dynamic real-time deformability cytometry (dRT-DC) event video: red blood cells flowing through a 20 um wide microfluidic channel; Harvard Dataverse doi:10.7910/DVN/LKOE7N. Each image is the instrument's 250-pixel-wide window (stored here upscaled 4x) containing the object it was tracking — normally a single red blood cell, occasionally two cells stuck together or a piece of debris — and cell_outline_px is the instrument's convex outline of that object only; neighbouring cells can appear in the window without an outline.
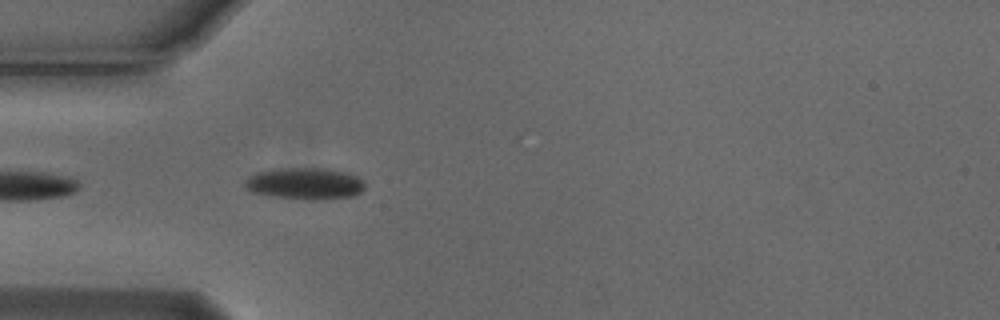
{"species": "Egyptian fruit bat (a non-hibernating species)", "species_latin": "Rousettus aegyptiacus", "temperature_condition": "cold", "stored_images_in_passage": 22, "camera_frame_rate_fps": 3000, "um_per_image_px": 0.085, "animal": {"sex": "male"}, "frame": {"image": 1, "passage_image": 2, "time_ms": 0.333, "image_size_px": [1000, 320], "cell_outline_px": [[364, 188], [360, 192], [352, 196], [316, 200], [312, 200], [276, 196], [252, 192], [244, 184], [244, 180], [248, 176], [256, 172], [276, 168], [324, 168], [348, 172], [364, 180]], "centroid_in_image_um": [25.92, 15.58], "position_along_channel_um": 59.1, "area_um2": 22.14}}
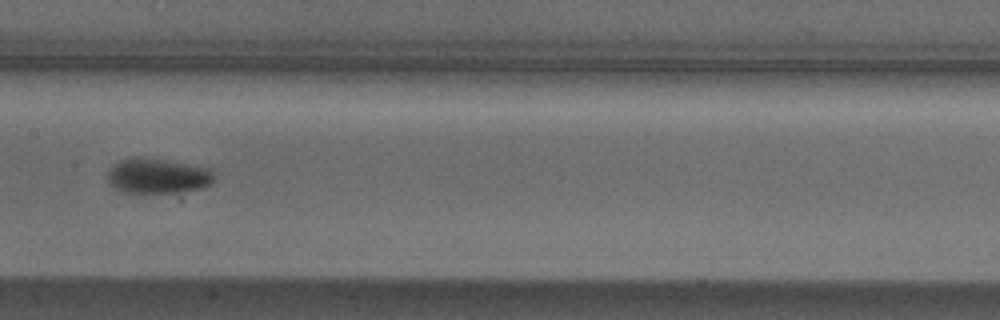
{"frame": {"image": 2, "passage_image": 13, "time_ms": 4.0, "image_size_px": [1000, 320], "cell_outline_px": [[216, 180], [212, 184], [204, 188], [172, 192], [128, 192], [116, 188], [108, 180], [108, 172], [120, 160], [132, 156], [144, 156], [188, 164], [208, 168], [216, 176]], "centroid_in_image_um": [13.46, 14.93], "position_along_channel_um": 193.9, "area_um2": 21.68}}
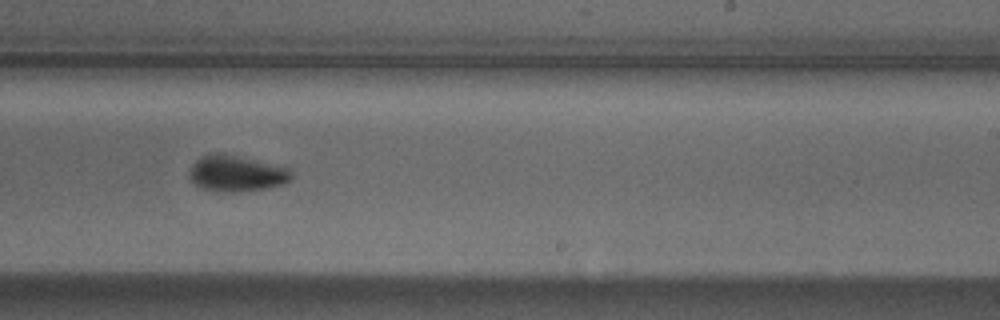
{"frame": {"image": 3, "passage_image": 19, "time_ms": 6.0, "image_size_px": [1000, 320], "cell_outline_px": [[292, 180], [284, 184], [268, 188], [232, 192], [228, 192], [200, 188], [188, 176], [188, 172], [192, 164], [200, 156], [208, 152], [224, 152], [284, 164], [292, 172]], "centroid_in_image_um": [20.14, 14.69], "position_along_channel_um": 268.9, "area_um2": 22.43}}